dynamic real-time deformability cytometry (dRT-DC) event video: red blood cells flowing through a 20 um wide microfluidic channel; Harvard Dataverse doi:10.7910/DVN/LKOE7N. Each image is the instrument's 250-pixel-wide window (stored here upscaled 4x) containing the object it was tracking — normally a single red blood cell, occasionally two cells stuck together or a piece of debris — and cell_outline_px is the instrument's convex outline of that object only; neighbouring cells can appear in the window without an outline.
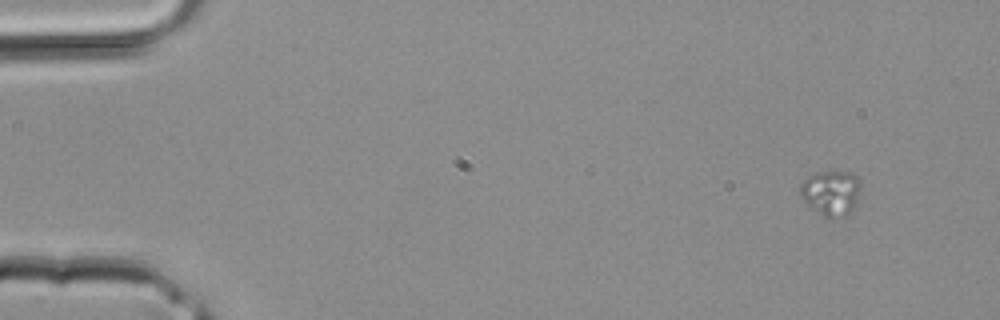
{"species": "common noctule bat (a hibernating species)", "species_latin": "Nyctalus noctula", "temperature_condition": "room temperature", "stored_images_in_passage": 3, "camera_frame_rate_fps": 3000, "um_per_image_px": 0.085, "animal": {"sex": "male", "body_mass_g": 20.4}, "frame": {"image": 1, "passage_image": 1, "time_ms": 0.0, "image_size_px": [1000, 320], "cell_outline_px": [[860, 188], [856, 200], [848, 216], [824, 216], [808, 204], [800, 196], [800, 184], [808, 176], [816, 172], [848, 172], [856, 176], [860, 184]], "centroid_in_image_um": [70.62, 16.36], "position_along_channel_um": 14.4, "area_um2": 15.43}}